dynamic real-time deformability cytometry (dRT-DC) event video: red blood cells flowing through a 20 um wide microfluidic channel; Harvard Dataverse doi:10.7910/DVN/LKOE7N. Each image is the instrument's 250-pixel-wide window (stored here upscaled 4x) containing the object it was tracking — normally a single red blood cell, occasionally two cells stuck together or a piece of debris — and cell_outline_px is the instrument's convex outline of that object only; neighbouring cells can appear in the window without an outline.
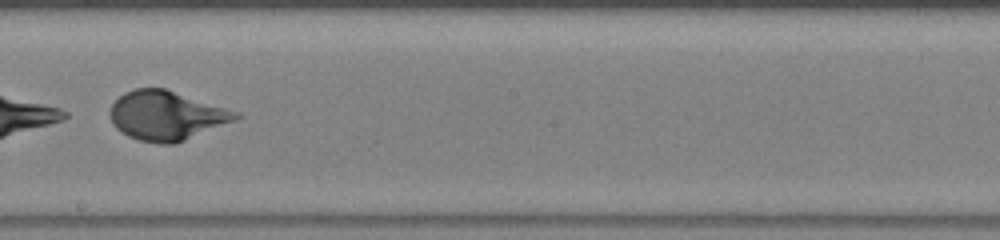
{"species": "human", "species_latin": "Homo sapiens", "temperature_condition": "warm", "stored_images_in_passage": 34, "camera_frame_rate_fps": 3000, "um_per_image_px": 0.085, "donor": {"sex": "male"}, "frame": {"image": 1, "passage_image": 29, "time_ms": 9.333, "image_size_px": [1000, 240], "cell_outline_px": [[244, 116], [236, 120], [176, 144], [160, 144], [140, 140], [128, 136], [116, 128], [112, 124], [108, 112], [112, 104], [124, 92], [136, 88], [164, 88], [240, 112]], "centroid_in_image_um": [14.16, 9.83], "position_along_channel_um": 234.0, "area_um2": 36.24}}